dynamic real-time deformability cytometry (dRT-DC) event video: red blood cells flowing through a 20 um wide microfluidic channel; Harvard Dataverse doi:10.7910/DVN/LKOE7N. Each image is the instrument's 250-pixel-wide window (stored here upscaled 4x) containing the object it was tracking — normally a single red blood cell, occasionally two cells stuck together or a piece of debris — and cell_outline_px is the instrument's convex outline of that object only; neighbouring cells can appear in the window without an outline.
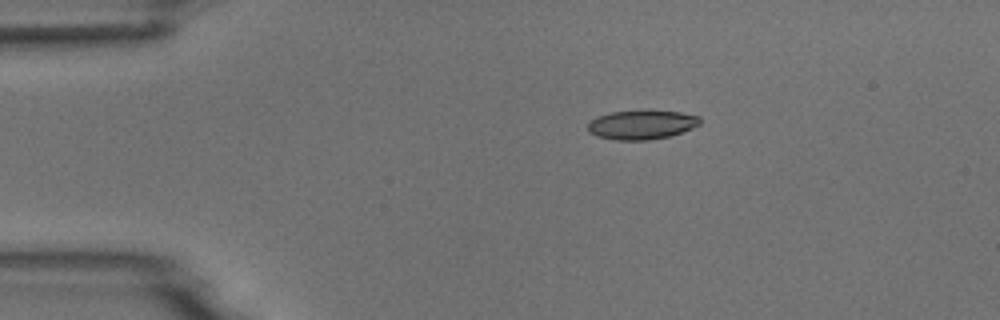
{"species": "common noctule bat (a hibernating species)", "species_latin": "Nyctalus noctula", "temperature_condition": "room temperature", "stored_images_in_passage": 4, "camera_frame_rate_fps": 3000, "um_per_image_px": 0.085, "animal": {"sex": "male", "body_mass_g": 18.8}, "frame": {"image": 1, "passage_image": 1, "time_ms": 0.0, "image_size_px": [1000, 320], "cell_outline_px": [[700, 124], [692, 128], [668, 136], [648, 140], [616, 140], [596, 136], [588, 132], [588, 124], [596, 116], [612, 112], [644, 108], [680, 112], [700, 116]], "centroid_in_image_um": [54.53, 10.56], "position_along_channel_um": 30.5, "area_um2": 19.54}}
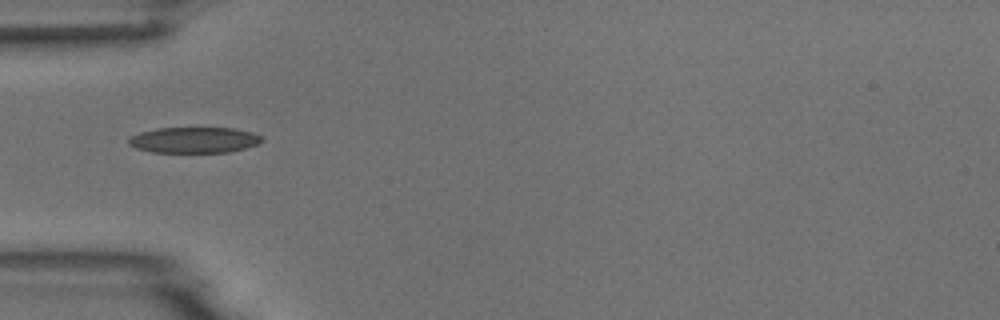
{"frame": {"image": 2, "passage_image": 3, "time_ms": 2.333, "image_size_px": [1000, 320], "cell_outline_px": [[264, 140], [256, 144], [244, 148], [228, 152], [152, 152], [136, 148], [128, 144], [128, 140], [132, 136], [140, 132], [156, 128], [232, 128], [252, 132], [260, 136]], "centroid_in_image_um": [16.48, 11.9], "position_along_channel_um": 68.5, "area_um2": 19.88}}